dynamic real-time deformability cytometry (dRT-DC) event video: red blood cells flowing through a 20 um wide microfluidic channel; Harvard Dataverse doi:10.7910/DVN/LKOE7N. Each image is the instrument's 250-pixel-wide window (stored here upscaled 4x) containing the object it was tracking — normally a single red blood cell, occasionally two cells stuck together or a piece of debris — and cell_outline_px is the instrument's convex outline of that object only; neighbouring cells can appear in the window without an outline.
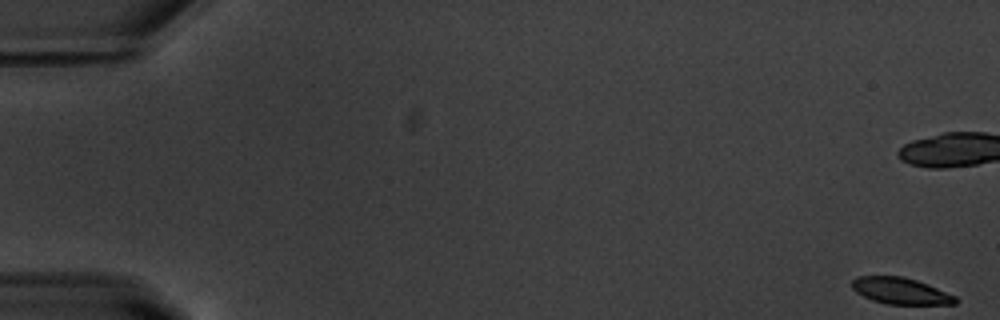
{"species": "common noctule bat (a hibernating species)", "species_latin": "Nyctalus noctula", "temperature_condition": "warm", "stored_images_in_passage": 47, "camera_frame_rate_fps": 3000, "um_per_image_px": 0.085, "animal": {"sex": "male", "body_mass_g": 20.1, "forearm_length_mm": 53.5}, "frame": {"image": 1, "passage_image": 1, "time_ms": 0.0, "image_size_px": [1000, 320], "cell_outline_px": [[960, 300], [956, 304], [888, 304], [872, 300], [856, 292], [852, 288], [852, 280], [856, 276], [904, 276], [928, 284], [956, 296]], "centroid_in_image_um": [76.57, 24.72], "position_along_channel_um": 8.4, "area_um2": 16.01}}
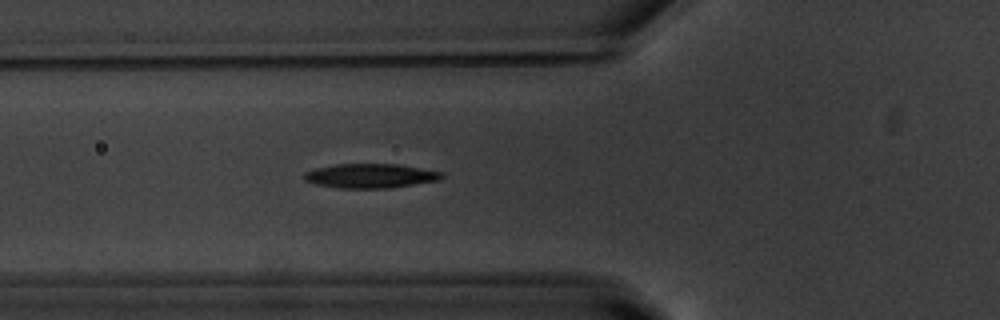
{"frame": {"image": 2, "passage_image": 13, "time_ms": 4.0, "image_size_px": [1000, 320], "cell_outline_px": [[444, 176], [440, 180], [388, 188], [336, 188], [316, 184], [304, 180], [304, 172], [316, 168], [336, 164], [400, 164], [444, 172]], "centroid_in_image_um": [31.5, 14.94], "position_along_channel_um": 94.3, "area_um2": 19.59}}
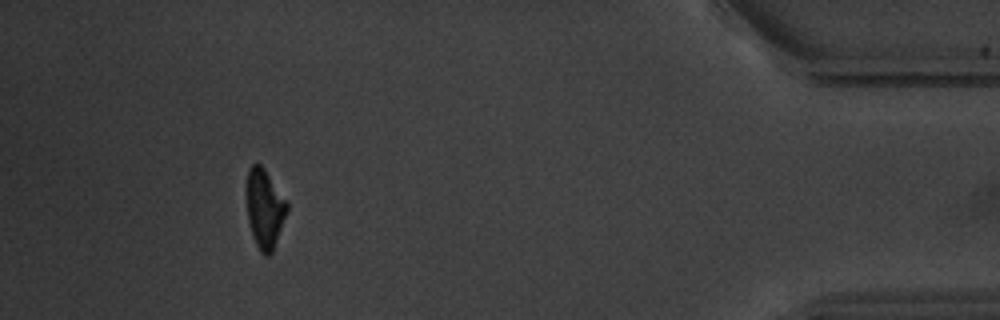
{"frame": {"image": 3, "passage_image": 43, "time_ms": 14.0, "image_size_px": [1000, 320], "cell_outline_px": [[288, 208], [272, 252], [268, 256], [264, 256], [260, 252], [252, 236], [248, 220], [244, 192], [244, 188], [248, 168], [252, 164], [260, 164], [264, 168], [288, 204]], "centroid_in_image_um": [22.43, 17.7], "position_along_channel_um": 412.8, "area_um2": 18.84}, "authors_computed_cell_mechanics": {"area_um2": 19.4786, "velocity_mm_per_s": 3.7366, "shape_relaxation_time_tau1_ms": 2.6874, "shape_relaxation_time_tau2_ms": 4.36, "deformation_change_tau1": 0.1544, "deformation_change_tau2": 0.1177}}